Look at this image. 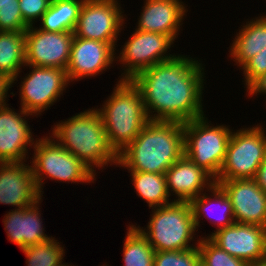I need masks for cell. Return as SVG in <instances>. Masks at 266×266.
I'll return each mask as SVG.
<instances>
[{"label": "cell", "mask_w": 266, "mask_h": 266, "mask_svg": "<svg viewBox=\"0 0 266 266\" xmlns=\"http://www.w3.org/2000/svg\"><path fill=\"white\" fill-rule=\"evenodd\" d=\"M176 54L173 59L155 64L132 79L142 94L150 120L185 123L206 115L203 110L205 64L202 59Z\"/></svg>", "instance_id": "6da1fadb"}, {"label": "cell", "mask_w": 266, "mask_h": 266, "mask_svg": "<svg viewBox=\"0 0 266 266\" xmlns=\"http://www.w3.org/2000/svg\"><path fill=\"white\" fill-rule=\"evenodd\" d=\"M184 155L183 123L150 120L118 154L117 167L128 171L166 174Z\"/></svg>", "instance_id": "7a4b0ae2"}, {"label": "cell", "mask_w": 266, "mask_h": 266, "mask_svg": "<svg viewBox=\"0 0 266 266\" xmlns=\"http://www.w3.org/2000/svg\"><path fill=\"white\" fill-rule=\"evenodd\" d=\"M50 131L52 138L96 175V168L103 171L109 164L117 167L118 155L108 143L102 117L95 107L54 123Z\"/></svg>", "instance_id": "3957f363"}, {"label": "cell", "mask_w": 266, "mask_h": 266, "mask_svg": "<svg viewBox=\"0 0 266 266\" xmlns=\"http://www.w3.org/2000/svg\"><path fill=\"white\" fill-rule=\"evenodd\" d=\"M113 91L96 107L110 147L118 155L150 121L139 88L132 80H117Z\"/></svg>", "instance_id": "277c9868"}, {"label": "cell", "mask_w": 266, "mask_h": 266, "mask_svg": "<svg viewBox=\"0 0 266 266\" xmlns=\"http://www.w3.org/2000/svg\"><path fill=\"white\" fill-rule=\"evenodd\" d=\"M151 209L147 226L143 228L135 225L147 237L155 251L186 250L198 246L201 236L196 233L189 202L174 201Z\"/></svg>", "instance_id": "5b68a950"}, {"label": "cell", "mask_w": 266, "mask_h": 266, "mask_svg": "<svg viewBox=\"0 0 266 266\" xmlns=\"http://www.w3.org/2000/svg\"><path fill=\"white\" fill-rule=\"evenodd\" d=\"M46 136V137H45ZM37 138L29 160L36 186L43 197L44 180L59 183L94 184L96 174L75 155L64 149L49 133Z\"/></svg>", "instance_id": "8992f818"}, {"label": "cell", "mask_w": 266, "mask_h": 266, "mask_svg": "<svg viewBox=\"0 0 266 266\" xmlns=\"http://www.w3.org/2000/svg\"><path fill=\"white\" fill-rule=\"evenodd\" d=\"M206 116L183 123L184 155L215 179L225 160L233 129L225 124L214 126Z\"/></svg>", "instance_id": "52a82bcc"}, {"label": "cell", "mask_w": 266, "mask_h": 266, "mask_svg": "<svg viewBox=\"0 0 266 266\" xmlns=\"http://www.w3.org/2000/svg\"><path fill=\"white\" fill-rule=\"evenodd\" d=\"M259 124L232 131L225 160L214 180L255 178L266 157V128Z\"/></svg>", "instance_id": "ba28073f"}, {"label": "cell", "mask_w": 266, "mask_h": 266, "mask_svg": "<svg viewBox=\"0 0 266 266\" xmlns=\"http://www.w3.org/2000/svg\"><path fill=\"white\" fill-rule=\"evenodd\" d=\"M28 67L31 70L29 73H24L25 76L21 77V72L15 76L12 87L17 83L18 78H21L18 96L20 107L28 113L40 117L41 113L51 109V106L61 99L60 97L66 92L70 81L67 71L64 69L31 65H25L24 69H28Z\"/></svg>", "instance_id": "9c48e42d"}, {"label": "cell", "mask_w": 266, "mask_h": 266, "mask_svg": "<svg viewBox=\"0 0 266 266\" xmlns=\"http://www.w3.org/2000/svg\"><path fill=\"white\" fill-rule=\"evenodd\" d=\"M175 42L177 41L162 33L135 29L116 55V64L119 62L122 66L118 80H132L143 70L173 59L176 54L170 52Z\"/></svg>", "instance_id": "30bf717a"}, {"label": "cell", "mask_w": 266, "mask_h": 266, "mask_svg": "<svg viewBox=\"0 0 266 266\" xmlns=\"http://www.w3.org/2000/svg\"><path fill=\"white\" fill-rule=\"evenodd\" d=\"M120 0H84L74 36L106 43H117L125 28L126 15Z\"/></svg>", "instance_id": "8fae6325"}, {"label": "cell", "mask_w": 266, "mask_h": 266, "mask_svg": "<svg viewBox=\"0 0 266 266\" xmlns=\"http://www.w3.org/2000/svg\"><path fill=\"white\" fill-rule=\"evenodd\" d=\"M74 32H47L32 25L25 32L26 65L67 69Z\"/></svg>", "instance_id": "7c38bea8"}, {"label": "cell", "mask_w": 266, "mask_h": 266, "mask_svg": "<svg viewBox=\"0 0 266 266\" xmlns=\"http://www.w3.org/2000/svg\"><path fill=\"white\" fill-rule=\"evenodd\" d=\"M117 43H106L85 38H73L67 75L70 83L86 77H97L114 67ZM117 51V52H116Z\"/></svg>", "instance_id": "4fadbf2b"}, {"label": "cell", "mask_w": 266, "mask_h": 266, "mask_svg": "<svg viewBox=\"0 0 266 266\" xmlns=\"http://www.w3.org/2000/svg\"><path fill=\"white\" fill-rule=\"evenodd\" d=\"M19 108L16 112L8 103L0 106V163L27 161L37 140L28 124L35 116Z\"/></svg>", "instance_id": "5bb4252c"}, {"label": "cell", "mask_w": 266, "mask_h": 266, "mask_svg": "<svg viewBox=\"0 0 266 266\" xmlns=\"http://www.w3.org/2000/svg\"><path fill=\"white\" fill-rule=\"evenodd\" d=\"M207 235L219 248L248 264L266 257V227L235 222Z\"/></svg>", "instance_id": "9a60e30c"}, {"label": "cell", "mask_w": 266, "mask_h": 266, "mask_svg": "<svg viewBox=\"0 0 266 266\" xmlns=\"http://www.w3.org/2000/svg\"><path fill=\"white\" fill-rule=\"evenodd\" d=\"M232 203L236 223L266 227V193L254 179L215 180Z\"/></svg>", "instance_id": "2e32d148"}, {"label": "cell", "mask_w": 266, "mask_h": 266, "mask_svg": "<svg viewBox=\"0 0 266 266\" xmlns=\"http://www.w3.org/2000/svg\"><path fill=\"white\" fill-rule=\"evenodd\" d=\"M24 162L0 163V204L21 209L42 198L31 165Z\"/></svg>", "instance_id": "e0dca14e"}, {"label": "cell", "mask_w": 266, "mask_h": 266, "mask_svg": "<svg viewBox=\"0 0 266 266\" xmlns=\"http://www.w3.org/2000/svg\"><path fill=\"white\" fill-rule=\"evenodd\" d=\"M137 30L162 33L174 41L178 39L183 21L187 18L188 5L182 0H143ZM187 5V6H186ZM186 16V17H185Z\"/></svg>", "instance_id": "ac0fdd59"}, {"label": "cell", "mask_w": 266, "mask_h": 266, "mask_svg": "<svg viewBox=\"0 0 266 266\" xmlns=\"http://www.w3.org/2000/svg\"><path fill=\"white\" fill-rule=\"evenodd\" d=\"M165 177L168 193L177 202H190L215 183L208 172L185 155L166 171Z\"/></svg>", "instance_id": "d6986e66"}, {"label": "cell", "mask_w": 266, "mask_h": 266, "mask_svg": "<svg viewBox=\"0 0 266 266\" xmlns=\"http://www.w3.org/2000/svg\"><path fill=\"white\" fill-rule=\"evenodd\" d=\"M43 198L29 207L9 210L2 220L7 238L21 250L52 238L45 233L42 224L40 205Z\"/></svg>", "instance_id": "ffe728a7"}, {"label": "cell", "mask_w": 266, "mask_h": 266, "mask_svg": "<svg viewBox=\"0 0 266 266\" xmlns=\"http://www.w3.org/2000/svg\"><path fill=\"white\" fill-rule=\"evenodd\" d=\"M189 203L192 209L196 231L199 230V227L201 228V218L209 220V223L216 229L213 230L214 232L235 223L232 203L217 183H214L208 191L201 193Z\"/></svg>", "instance_id": "44dd1931"}, {"label": "cell", "mask_w": 266, "mask_h": 266, "mask_svg": "<svg viewBox=\"0 0 266 266\" xmlns=\"http://www.w3.org/2000/svg\"><path fill=\"white\" fill-rule=\"evenodd\" d=\"M258 15L260 16L246 19V23H242L230 43L227 56L238 68L266 47V16Z\"/></svg>", "instance_id": "7402d4cb"}, {"label": "cell", "mask_w": 266, "mask_h": 266, "mask_svg": "<svg viewBox=\"0 0 266 266\" xmlns=\"http://www.w3.org/2000/svg\"><path fill=\"white\" fill-rule=\"evenodd\" d=\"M83 3L84 0H52L38 28L47 32H74Z\"/></svg>", "instance_id": "603a6c76"}, {"label": "cell", "mask_w": 266, "mask_h": 266, "mask_svg": "<svg viewBox=\"0 0 266 266\" xmlns=\"http://www.w3.org/2000/svg\"><path fill=\"white\" fill-rule=\"evenodd\" d=\"M25 32L0 31V74L11 81L26 65Z\"/></svg>", "instance_id": "cb8c5ba5"}, {"label": "cell", "mask_w": 266, "mask_h": 266, "mask_svg": "<svg viewBox=\"0 0 266 266\" xmlns=\"http://www.w3.org/2000/svg\"><path fill=\"white\" fill-rule=\"evenodd\" d=\"M128 173L132 178L134 192L148 204L149 209L174 202V198L171 199L167 190L165 174L139 171H128Z\"/></svg>", "instance_id": "d4e9b609"}, {"label": "cell", "mask_w": 266, "mask_h": 266, "mask_svg": "<svg viewBox=\"0 0 266 266\" xmlns=\"http://www.w3.org/2000/svg\"><path fill=\"white\" fill-rule=\"evenodd\" d=\"M123 244L124 266H154L155 249L133 223L127 225Z\"/></svg>", "instance_id": "484cf974"}, {"label": "cell", "mask_w": 266, "mask_h": 266, "mask_svg": "<svg viewBox=\"0 0 266 266\" xmlns=\"http://www.w3.org/2000/svg\"><path fill=\"white\" fill-rule=\"evenodd\" d=\"M57 241L55 237H52L47 241L22 249L26 257V266H68L70 263L63 262L65 248L61 245L62 242Z\"/></svg>", "instance_id": "4316f807"}, {"label": "cell", "mask_w": 266, "mask_h": 266, "mask_svg": "<svg viewBox=\"0 0 266 266\" xmlns=\"http://www.w3.org/2000/svg\"><path fill=\"white\" fill-rule=\"evenodd\" d=\"M198 249L202 266H249L246 261L228 254L204 235H201Z\"/></svg>", "instance_id": "83f0119b"}, {"label": "cell", "mask_w": 266, "mask_h": 266, "mask_svg": "<svg viewBox=\"0 0 266 266\" xmlns=\"http://www.w3.org/2000/svg\"><path fill=\"white\" fill-rule=\"evenodd\" d=\"M198 246L186 250L155 251L154 266H200Z\"/></svg>", "instance_id": "f1b7e54d"}, {"label": "cell", "mask_w": 266, "mask_h": 266, "mask_svg": "<svg viewBox=\"0 0 266 266\" xmlns=\"http://www.w3.org/2000/svg\"><path fill=\"white\" fill-rule=\"evenodd\" d=\"M29 26L24 22L19 4L0 6V31H26Z\"/></svg>", "instance_id": "f546056e"}, {"label": "cell", "mask_w": 266, "mask_h": 266, "mask_svg": "<svg viewBox=\"0 0 266 266\" xmlns=\"http://www.w3.org/2000/svg\"><path fill=\"white\" fill-rule=\"evenodd\" d=\"M240 70L243 72L245 90L261 75L266 73V47L249 59Z\"/></svg>", "instance_id": "4dcf8cb0"}, {"label": "cell", "mask_w": 266, "mask_h": 266, "mask_svg": "<svg viewBox=\"0 0 266 266\" xmlns=\"http://www.w3.org/2000/svg\"><path fill=\"white\" fill-rule=\"evenodd\" d=\"M52 0H19V7L24 22L28 26L39 22L42 15L47 11Z\"/></svg>", "instance_id": "1f68e13d"}, {"label": "cell", "mask_w": 266, "mask_h": 266, "mask_svg": "<svg viewBox=\"0 0 266 266\" xmlns=\"http://www.w3.org/2000/svg\"><path fill=\"white\" fill-rule=\"evenodd\" d=\"M266 95V73L258 77L247 89L246 95L249 98H254L256 95ZM266 97V96H265ZM266 102V101H265Z\"/></svg>", "instance_id": "d6a6232c"}, {"label": "cell", "mask_w": 266, "mask_h": 266, "mask_svg": "<svg viewBox=\"0 0 266 266\" xmlns=\"http://www.w3.org/2000/svg\"><path fill=\"white\" fill-rule=\"evenodd\" d=\"M12 88V81L8 79L3 74H0V106L6 105L8 102V97L10 98L8 92Z\"/></svg>", "instance_id": "836d02e7"}, {"label": "cell", "mask_w": 266, "mask_h": 266, "mask_svg": "<svg viewBox=\"0 0 266 266\" xmlns=\"http://www.w3.org/2000/svg\"><path fill=\"white\" fill-rule=\"evenodd\" d=\"M259 187L266 193V157L259 166V169L254 178Z\"/></svg>", "instance_id": "e575fe53"}, {"label": "cell", "mask_w": 266, "mask_h": 266, "mask_svg": "<svg viewBox=\"0 0 266 266\" xmlns=\"http://www.w3.org/2000/svg\"><path fill=\"white\" fill-rule=\"evenodd\" d=\"M19 4V0H0V6L16 5Z\"/></svg>", "instance_id": "d590c367"}, {"label": "cell", "mask_w": 266, "mask_h": 266, "mask_svg": "<svg viewBox=\"0 0 266 266\" xmlns=\"http://www.w3.org/2000/svg\"><path fill=\"white\" fill-rule=\"evenodd\" d=\"M249 266H266V257L264 259L259 260L256 263L249 264Z\"/></svg>", "instance_id": "8d00e7d4"}]
</instances>
